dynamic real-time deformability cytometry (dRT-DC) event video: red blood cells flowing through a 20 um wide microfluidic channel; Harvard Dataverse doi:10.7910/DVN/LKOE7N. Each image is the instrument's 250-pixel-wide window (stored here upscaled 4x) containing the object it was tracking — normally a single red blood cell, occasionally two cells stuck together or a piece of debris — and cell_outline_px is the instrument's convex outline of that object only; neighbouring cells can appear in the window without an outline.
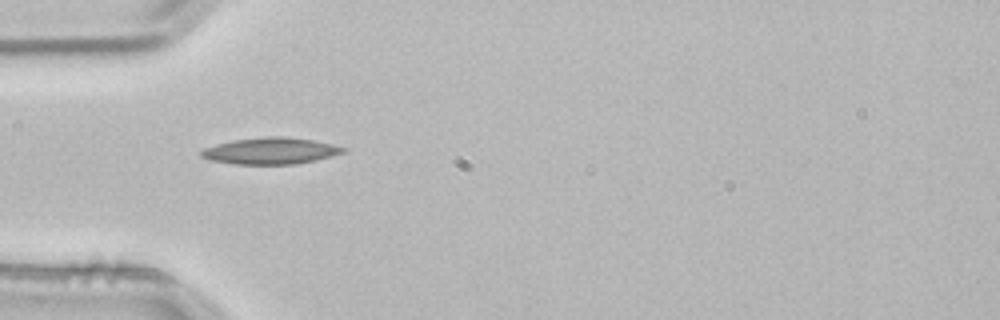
{"species": "common noctule bat (a hibernating species)", "species_latin": "Nyctalus noctula", "temperature_condition": "room temperature", "stored_images_in_passage": 1, "camera_frame_rate_fps": 3000, "um_per_image_px": 0.085, "animal": {"sex": "male", "body_mass_g": 21.5, "forearm_length_mm": 52.0}, "frame": {"image": 1, "passage_image": 1, "time_ms": 0.0, "image_size_px": [1000, 320], "cell_outline_px": [[348, 148], [344, 152], [316, 160], [296, 164], [232, 164], [208, 160], [200, 156], [200, 152], [204, 148], [216, 144], [232, 140], [264, 136], [284, 136], [312, 140], [332, 144]], "centroid_in_image_um": [22.96, 12.82], "position_along_channel_um": 62.0, "area_um2": 22.08}}